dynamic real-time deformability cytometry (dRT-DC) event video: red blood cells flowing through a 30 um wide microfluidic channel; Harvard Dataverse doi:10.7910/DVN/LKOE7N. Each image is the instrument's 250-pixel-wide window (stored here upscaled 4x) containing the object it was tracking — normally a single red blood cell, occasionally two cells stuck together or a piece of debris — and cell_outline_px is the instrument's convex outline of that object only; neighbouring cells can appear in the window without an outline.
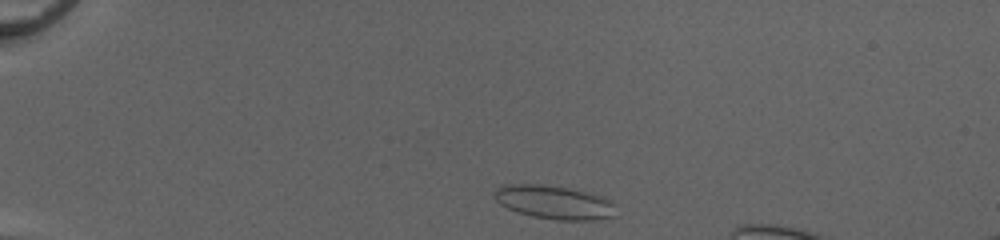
{"species": "common noctule bat (a hibernating species)", "species_latin": "Nyctalus noctula", "temperature_condition": "cold", "stored_images_in_passage": 38, "camera_frame_rate_fps": 3000, "um_per_image_px": 0.085, "animal": {"sex": "female", "body_mass_g": 20.0, "forearm_length_mm": 54.0}, "frame": {"image": 1, "passage_image": 2, "time_ms": 0.333, "image_size_px": [1000, 240], "cell_outline_px": [[616, 216], [592, 220], [560, 220], [532, 216], [508, 208], [500, 204], [496, 200], [496, 188], [504, 184], [540, 184], [568, 188], [604, 196], [612, 204]], "centroid_in_image_um": [47.11, 17.19], "position_along_channel_um": 37.9, "area_um2": 23.47}}
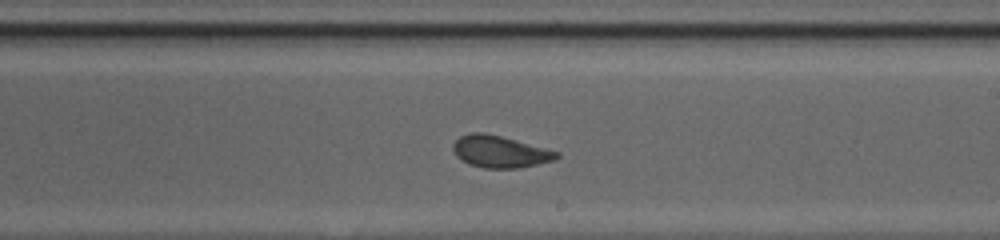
{"frame": {"image": 2, "passage_image": 22, "time_ms": 7.0, "image_size_px": [1000, 240], "cell_outline_px": [[560, 156], [552, 160], [536, 164], [516, 168], [484, 168], [468, 164], [456, 156], [452, 148], [452, 144], [460, 136], [472, 132], [484, 132], [516, 140], [560, 152]], "centroid_in_image_um": [42.45, 12.88], "position_along_channel_um": 246.5, "area_um2": 19.13}}
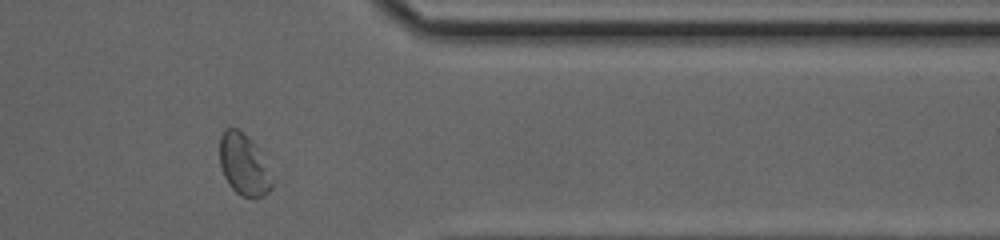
{"frame": {"image": 3, "passage_image": 33, "time_ms": 10.667, "image_size_px": [1000, 240], "cell_outline_px": [[272, 188], [268, 192], [260, 196], [240, 196], [228, 184], [224, 176], [220, 164], [220, 136], [224, 128], [236, 128], [256, 148], [272, 180]], "centroid_in_image_um": [20.65, 14.02], "position_along_channel_um": 390.7, "area_um2": 17.8}}